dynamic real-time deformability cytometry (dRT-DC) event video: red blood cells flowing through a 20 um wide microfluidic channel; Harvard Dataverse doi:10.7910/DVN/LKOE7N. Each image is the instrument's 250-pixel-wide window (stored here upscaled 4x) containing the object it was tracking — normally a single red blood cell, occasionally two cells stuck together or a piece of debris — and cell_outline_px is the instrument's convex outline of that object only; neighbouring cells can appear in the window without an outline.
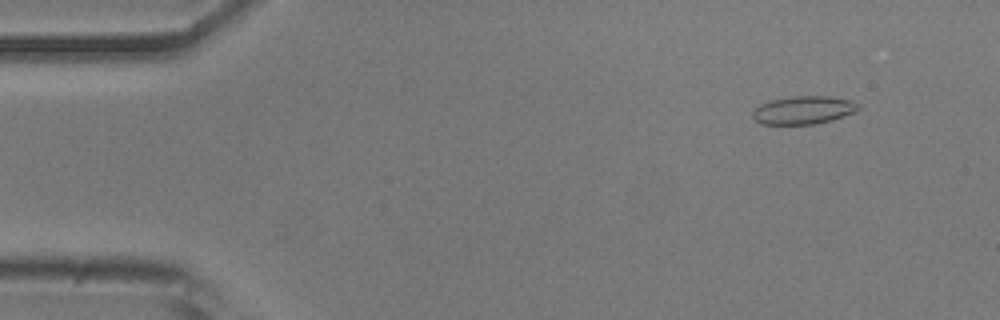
{"species": "common noctule bat (a hibernating species)", "species_latin": "Nyctalus noctula", "temperature_condition": "room temperature", "stored_images_in_passage": 51, "camera_frame_rate_fps": 3000, "um_per_image_px": 0.085, "animal": {"sex": "male", "body_mass_g": 20.5, "forearm_length_mm": 52.5}, "frame": {"image": 1, "passage_image": 4, "time_ms": 1.0, "image_size_px": [1000, 320], "cell_outline_px": [[860, 108], [856, 112], [832, 120], [816, 124], [760, 124], [752, 116], [752, 112], [760, 104], [772, 100], [792, 96], [828, 96], [848, 100], [856, 104]], "centroid_in_image_um": [68.28, 9.36], "position_along_channel_um": 16.7, "area_um2": 17.17}}
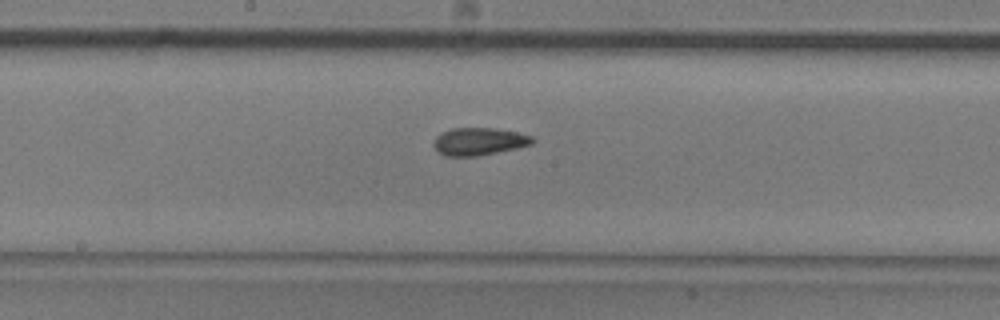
{"frame": {"image": 2, "passage_image": 26, "time_ms": 8.333, "image_size_px": [1000, 320], "cell_outline_px": [[536, 140], [532, 144], [516, 148], [476, 156], [444, 156], [432, 144], [436, 136], [440, 132], [452, 128], [496, 128], [516, 132], [532, 136]], "centroid_in_image_um": [40.7, 12.01], "position_along_channel_um": 207.5, "area_um2": 15.84}}
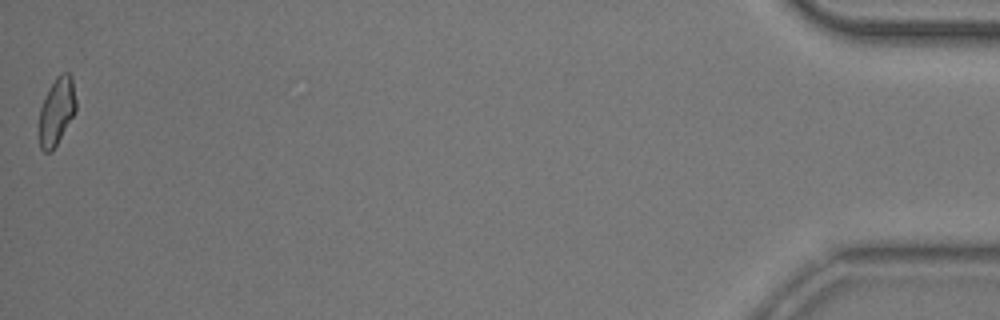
{"frame": {"image": 3, "passage_image": 51, "time_ms": 16.667, "image_size_px": [1000, 320], "cell_outline_px": [[76, 112], [52, 152], [44, 152], [40, 148], [40, 108], [48, 88], [56, 76], [60, 72], [68, 72], [72, 76], [76, 100]], "centroid_in_image_um": [4.84, 9.42], "position_along_channel_um": 430.4, "area_um2": 14.62}, "authors_computed_cell_mechanics": {"area_um2": 15.6638, "velocity_mm_per_s": 3.8592, "shape_relaxation_time_tau1_ms": null, "shape_relaxation_time_tau2_ms": 2.5193, "deformation_change_tau1": null, "deformation_change_tau2": 0.08}}